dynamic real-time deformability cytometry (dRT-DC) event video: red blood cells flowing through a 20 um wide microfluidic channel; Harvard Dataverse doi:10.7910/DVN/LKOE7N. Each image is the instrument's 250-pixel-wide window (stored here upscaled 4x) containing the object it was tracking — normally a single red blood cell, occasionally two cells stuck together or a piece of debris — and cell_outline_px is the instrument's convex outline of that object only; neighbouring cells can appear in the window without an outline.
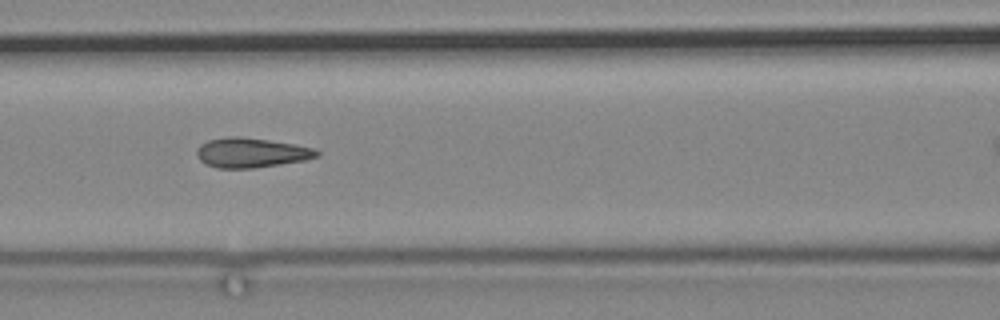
{"species": "common noctule bat (a hibernating species)", "species_latin": "Nyctalus noctula", "temperature_condition": "cold", "stored_images_in_passage": 7, "camera_frame_rate_fps": 3000, "um_per_image_px": 0.085, "animal": {"sex": "male", "body_mass_g": 19.2, "forearm_length_mm": 51.8}, "frame": {"image": 1, "passage_image": 4, "time_ms": 3.667, "image_size_px": [1000, 320], "cell_outline_px": [[320, 156], [304, 160], [280, 164], [252, 168], [216, 168], [200, 160], [196, 152], [196, 148], [200, 144], [208, 140], [232, 136], [240, 136], [296, 144], [316, 148], [320, 152]], "centroid_in_image_um": [21.38, 12.97], "position_along_channel_um": 145.2, "area_um2": 20.81}}
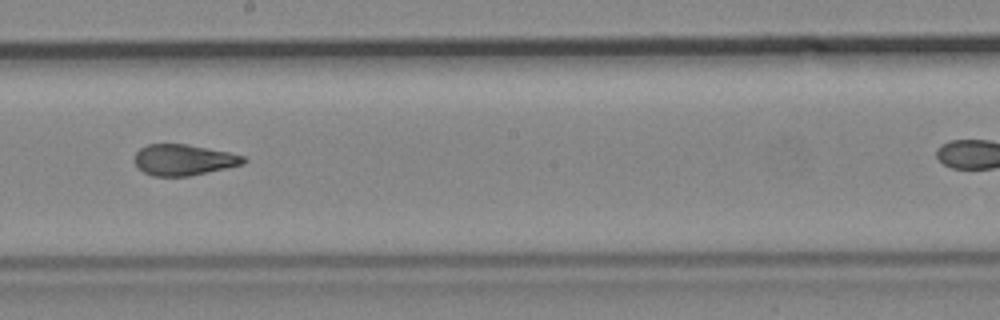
{"frame": {"image": 2, "passage_image": 6, "time_ms": 6.333, "image_size_px": [1000, 320], "cell_outline_px": [[248, 160], [244, 164], [228, 168], [188, 176], [152, 176], [144, 172], [136, 164], [136, 152], [140, 148], [148, 144], [188, 144], [228, 152], [244, 156]], "centroid_in_image_um": [15.65, 13.59], "position_along_channel_um": 232.5, "area_um2": 19.59}}